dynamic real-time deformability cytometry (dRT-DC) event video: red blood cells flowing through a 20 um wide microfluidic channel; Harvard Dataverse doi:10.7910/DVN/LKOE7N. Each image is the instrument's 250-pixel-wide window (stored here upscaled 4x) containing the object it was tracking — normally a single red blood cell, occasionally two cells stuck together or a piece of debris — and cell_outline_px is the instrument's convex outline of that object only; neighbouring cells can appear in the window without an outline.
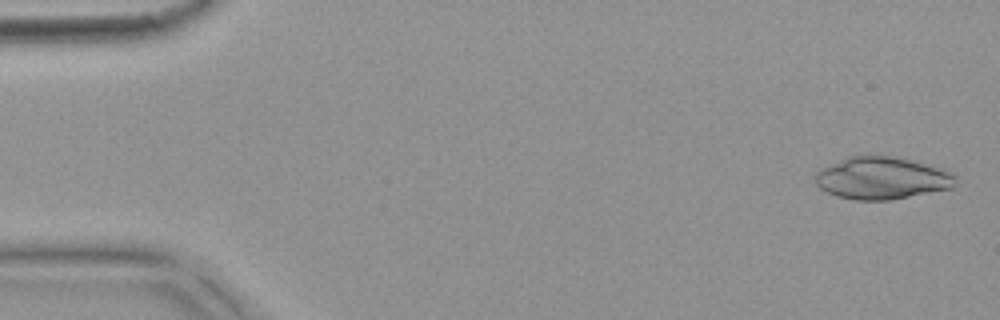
{"species": "common noctule bat (a hibernating species)", "species_latin": "Nyctalus noctula", "temperature_condition": "warm", "stored_images_in_passage": 5, "camera_frame_rate_fps": 3000, "um_per_image_px": 0.085, "animal": {"sex": "female", "body_mass_g": 18.4}, "frame": {"image": 1, "passage_image": 1, "time_ms": 0.0, "image_size_px": [1000, 320], "cell_outline_px": [[956, 176], [952, 188], [888, 200], [856, 200], [836, 196], [820, 188], [816, 184], [816, 172], [820, 168], [848, 156], [860, 152], [872, 152], [892, 156], [944, 168]], "centroid_in_image_um": [74.91, 15.09], "position_along_channel_um": 10.1, "area_um2": 35.14}}